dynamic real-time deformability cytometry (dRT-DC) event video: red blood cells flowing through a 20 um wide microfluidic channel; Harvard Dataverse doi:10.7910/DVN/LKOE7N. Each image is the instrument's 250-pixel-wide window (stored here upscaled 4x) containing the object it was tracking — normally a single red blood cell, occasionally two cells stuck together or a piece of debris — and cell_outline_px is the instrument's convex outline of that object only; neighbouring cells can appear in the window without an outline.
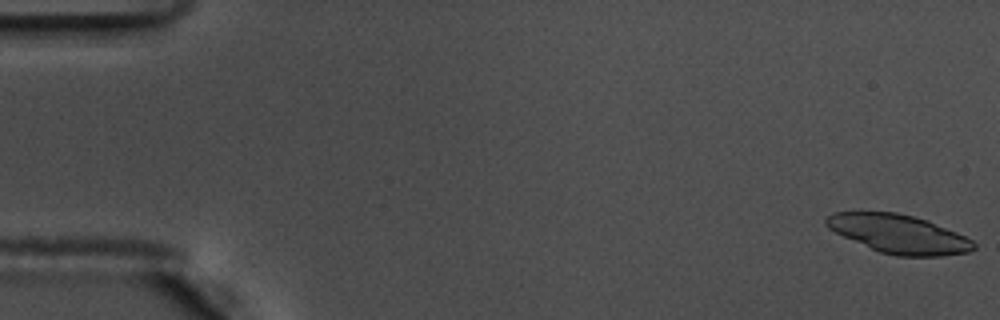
{"species": "common noctule bat (a hibernating species)", "species_latin": "Nyctalus noctula", "temperature_condition": "warm", "stored_images_in_passage": 37, "camera_frame_rate_fps": 3000, "um_per_image_px": 0.085, "animal": {"sex": "male", "body_mass_g": 17.5, "forearm_length_mm": 52.3}, "frame": {"image": 1, "passage_image": 1, "time_ms": 0.0, "image_size_px": [1000, 320], "cell_outline_px": [[976, 248], [968, 252], [940, 256], [896, 256], [880, 252], [844, 236], [828, 228], [824, 224], [824, 220], [832, 212], [860, 208], [896, 212], [928, 220], [956, 232], [972, 240], [976, 244]], "centroid_in_image_um": [76.32, 19.83], "position_along_channel_um": 8.7, "area_um2": 33.87}}
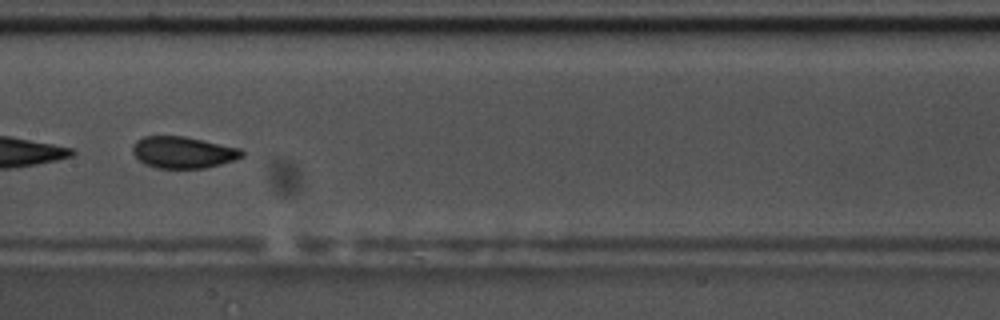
{"frame": {"image": 2, "passage_image": 29, "time_ms": 9.333, "image_size_px": [1000, 320], "cell_outline_px": [[244, 156], [220, 164], [204, 168], [156, 168], [144, 164], [132, 152], [132, 144], [136, 140], [144, 136], [184, 136], [240, 148], [244, 152]], "centroid_in_image_um": [15.53, 12.94], "position_along_channel_um": 191.9, "area_um2": 20.11}}